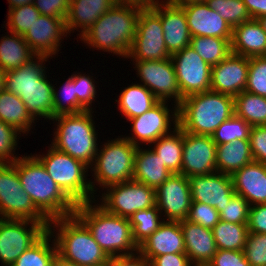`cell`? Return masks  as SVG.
Instances as JSON below:
<instances>
[{
	"mask_svg": "<svg viewBox=\"0 0 266 266\" xmlns=\"http://www.w3.org/2000/svg\"><path fill=\"white\" fill-rule=\"evenodd\" d=\"M9 33L10 36H2L0 40V68L5 72L19 68L37 56L23 36Z\"/></svg>",
	"mask_w": 266,
	"mask_h": 266,
	"instance_id": "obj_33",
	"label": "cell"
},
{
	"mask_svg": "<svg viewBox=\"0 0 266 266\" xmlns=\"http://www.w3.org/2000/svg\"><path fill=\"white\" fill-rule=\"evenodd\" d=\"M231 40L232 38L194 36L190 46L206 63L214 66L231 54Z\"/></svg>",
	"mask_w": 266,
	"mask_h": 266,
	"instance_id": "obj_38",
	"label": "cell"
},
{
	"mask_svg": "<svg viewBox=\"0 0 266 266\" xmlns=\"http://www.w3.org/2000/svg\"><path fill=\"white\" fill-rule=\"evenodd\" d=\"M235 115L250 126L266 125V97L242 91L234 97Z\"/></svg>",
	"mask_w": 266,
	"mask_h": 266,
	"instance_id": "obj_36",
	"label": "cell"
},
{
	"mask_svg": "<svg viewBox=\"0 0 266 266\" xmlns=\"http://www.w3.org/2000/svg\"><path fill=\"white\" fill-rule=\"evenodd\" d=\"M19 97L35 120L38 117L49 120L54 118V85L50 84L46 74Z\"/></svg>",
	"mask_w": 266,
	"mask_h": 266,
	"instance_id": "obj_29",
	"label": "cell"
},
{
	"mask_svg": "<svg viewBox=\"0 0 266 266\" xmlns=\"http://www.w3.org/2000/svg\"><path fill=\"white\" fill-rule=\"evenodd\" d=\"M207 266H250L243 251L217 249Z\"/></svg>",
	"mask_w": 266,
	"mask_h": 266,
	"instance_id": "obj_53",
	"label": "cell"
},
{
	"mask_svg": "<svg viewBox=\"0 0 266 266\" xmlns=\"http://www.w3.org/2000/svg\"><path fill=\"white\" fill-rule=\"evenodd\" d=\"M77 74L74 73L71 75V78L75 83L77 100L87 111H92V101L96 98L97 93L95 88L97 86H95L94 83L95 80L89 75H82L79 72Z\"/></svg>",
	"mask_w": 266,
	"mask_h": 266,
	"instance_id": "obj_50",
	"label": "cell"
},
{
	"mask_svg": "<svg viewBox=\"0 0 266 266\" xmlns=\"http://www.w3.org/2000/svg\"><path fill=\"white\" fill-rule=\"evenodd\" d=\"M19 134L13 126L0 120V163H14L19 158L14 156Z\"/></svg>",
	"mask_w": 266,
	"mask_h": 266,
	"instance_id": "obj_47",
	"label": "cell"
},
{
	"mask_svg": "<svg viewBox=\"0 0 266 266\" xmlns=\"http://www.w3.org/2000/svg\"><path fill=\"white\" fill-rule=\"evenodd\" d=\"M186 220L199 224L202 227L212 229L220 221V215L219 212L210 205L201 202H191Z\"/></svg>",
	"mask_w": 266,
	"mask_h": 266,
	"instance_id": "obj_49",
	"label": "cell"
},
{
	"mask_svg": "<svg viewBox=\"0 0 266 266\" xmlns=\"http://www.w3.org/2000/svg\"><path fill=\"white\" fill-rule=\"evenodd\" d=\"M118 107L127 120L142 115L154 107L159 100L141 84H132L122 90L118 100Z\"/></svg>",
	"mask_w": 266,
	"mask_h": 266,
	"instance_id": "obj_32",
	"label": "cell"
},
{
	"mask_svg": "<svg viewBox=\"0 0 266 266\" xmlns=\"http://www.w3.org/2000/svg\"><path fill=\"white\" fill-rule=\"evenodd\" d=\"M231 53L247 58L266 56V33L257 19L233 28Z\"/></svg>",
	"mask_w": 266,
	"mask_h": 266,
	"instance_id": "obj_26",
	"label": "cell"
},
{
	"mask_svg": "<svg viewBox=\"0 0 266 266\" xmlns=\"http://www.w3.org/2000/svg\"><path fill=\"white\" fill-rule=\"evenodd\" d=\"M186 254H165L154 257L150 261V266H192Z\"/></svg>",
	"mask_w": 266,
	"mask_h": 266,
	"instance_id": "obj_55",
	"label": "cell"
},
{
	"mask_svg": "<svg viewBox=\"0 0 266 266\" xmlns=\"http://www.w3.org/2000/svg\"><path fill=\"white\" fill-rule=\"evenodd\" d=\"M140 252L149 262L165 254H186L180 221H165L139 246Z\"/></svg>",
	"mask_w": 266,
	"mask_h": 266,
	"instance_id": "obj_22",
	"label": "cell"
},
{
	"mask_svg": "<svg viewBox=\"0 0 266 266\" xmlns=\"http://www.w3.org/2000/svg\"><path fill=\"white\" fill-rule=\"evenodd\" d=\"M119 0H71L65 20L67 33L81 28L80 37Z\"/></svg>",
	"mask_w": 266,
	"mask_h": 266,
	"instance_id": "obj_27",
	"label": "cell"
},
{
	"mask_svg": "<svg viewBox=\"0 0 266 266\" xmlns=\"http://www.w3.org/2000/svg\"><path fill=\"white\" fill-rule=\"evenodd\" d=\"M247 227L249 232L266 234V203L250 206Z\"/></svg>",
	"mask_w": 266,
	"mask_h": 266,
	"instance_id": "obj_54",
	"label": "cell"
},
{
	"mask_svg": "<svg viewBox=\"0 0 266 266\" xmlns=\"http://www.w3.org/2000/svg\"><path fill=\"white\" fill-rule=\"evenodd\" d=\"M156 205L164 211L167 221L185 220L191 207L189 179L180 173H173L156 190ZM163 210V211H162Z\"/></svg>",
	"mask_w": 266,
	"mask_h": 266,
	"instance_id": "obj_17",
	"label": "cell"
},
{
	"mask_svg": "<svg viewBox=\"0 0 266 266\" xmlns=\"http://www.w3.org/2000/svg\"><path fill=\"white\" fill-rule=\"evenodd\" d=\"M243 252L250 266H266V234L248 232Z\"/></svg>",
	"mask_w": 266,
	"mask_h": 266,
	"instance_id": "obj_46",
	"label": "cell"
},
{
	"mask_svg": "<svg viewBox=\"0 0 266 266\" xmlns=\"http://www.w3.org/2000/svg\"><path fill=\"white\" fill-rule=\"evenodd\" d=\"M47 230L40 222L0 218V262L12 266Z\"/></svg>",
	"mask_w": 266,
	"mask_h": 266,
	"instance_id": "obj_12",
	"label": "cell"
},
{
	"mask_svg": "<svg viewBox=\"0 0 266 266\" xmlns=\"http://www.w3.org/2000/svg\"><path fill=\"white\" fill-rule=\"evenodd\" d=\"M125 3H129L132 5H137L142 8H150L158 6L159 4H164V2H169V0L160 1L159 0H119ZM162 2V3H161Z\"/></svg>",
	"mask_w": 266,
	"mask_h": 266,
	"instance_id": "obj_58",
	"label": "cell"
},
{
	"mask_svg": "<svg viewBox=\"0 0 266 266\" xmlns=\"http://www.w3.org/2000/svg\"><path fill=\"white\" fill-rule=\"evenodd\" d=\"M7 1L9 3L8 6L9 9L34 3V0H7Z\"/></svg>",
	"mask_w": 266,
	"mask_h": 266,
	"instance_id": "obj_60",
	"label": "cell"
},
{
	"mask_svg": "<svg viewBox=\"0 0 266 266\" xmlns=\"http://www.w3.org/2000/svg\"><path fill=\"white\" fill-rule=\"evenodd\" d=\"M234 114L233 96L209 90L183 98L178 106V126L188 133L211 136Z\"/></svg>",
	"mask_w": 266,
	"mask_h": 266,
	"instance_id": "obj_4",
	"label": "cell"
},
{
	"mask_svg": "<svg viewBox=\"0 0 266 266\" xmlns=\"http://www.w3.org/2000/svg\"><path fill=\"white\" fill-rule=\"evenodd\" d=\"M65 20L51 16L41 15L32 24L23 39L37 55H52L59 52L62 37H67Z\"/></svg>",
	"mask_w": 266,
	"mask_h": 266,
	"instance_id": "obj_20",
	"label": "cell"
},
{
	"mask_svg": "<svg viewBox=\"0 0 266 266\" xmlns=\"http://www.w3.org/2000/svg\"><path fill=\"white\" fill-rule=\"evenodd\" d=\"M236 194L250 206L266 203V164L251 162L231 175Z\"/></svg>",
	"mask_w": 266,
	"mask_h": 266,
	"instance_id": "obj_25",
	"label": "cell"
},
{
	"mask_svg": "<svg viewBox=\"0 0 266 266\" xmlns=\"http://www.w3.org/2000/svg\"><path fill=\"white\" fill-rule=\"evenodd\" d=\"M250 204L238 194H235L231 201L223 207V211L219 213L220 220L237 223L247 224Z\"/></svg>",
	"mask_w": 266,
	"mask_h": 266,
	"instance_id": "obj_48",
	"label": "cell"
},
{
	"mask_svg": "<svg viewBox=\"0 0 266 266\" xmlns=\"http://www.w3.org/2000/svg\"><path fill=\"white\" fill-rule=\"evenodd\" d=\"M140 8L119 1L79 38L90 48L126 58L136 35Z\"/></svg>",
	"mask_w": 266,
	"mask_h": 266,
	"instance_id": "obj_2",
	"label": "cell"
},
{
	"mask_svg": "<svg viewBox=\"0 0 266 266\" xmlns=\"http://www.w3.org/2000/svg\"><path fill=\"white\" fill-rule=\"evenodd\" d=\"M48 175L60 189L77 205L94 202L90 180H86L89 167L70 155L50 145L46 155H35ZM93 199H91V198Z\"/></svg>",
	"mask_w": 266,
	"mask_h": 266,
	"instance_id": "obj_7",
	"label": "cell"
},
{
	"mask_svg": "<svg viewBox=\"0 0 266 266\" xmlns=\"http://www.w3.org/2000/svg\"><path fill=\"white\" fill-rule=\"evenodd\" d=\"M96 266H110V261L106 262L105 264H100V265H96Z\"/></svg>",
	"mask_w": 266,
	"mask_h": 266,
	"instance_id": "obj_64",
	"label": "cell"
},
{
	"mask_svg": "<svg viewBox=\"0 0 266 266\" xmlns=\"http://www.w3.org/2000/svg\"><path fill=\"white\" fill-rule=\"evenodd\" d=\"M48 230L55 238L57 254L65 260L79 266H96L110 261L89 229L75 215L50 221ZM55 231L56 236L53 235Z\"/></svg>",
	"mask_w": 266,
	"mask_h": 266,
	"instance_id": "obj_5",
	"label": "cell"
},
{
	"mask_svg": "<svg viewBox=\"0 0 266 266\" xmlns=\"http://www.w3.org/2000/svg\"><path fill=\"white\" fill-rule=\"evenodd\" d=\"M161 23L167 51L172 55L190 45L191 34L184 9L172 2L161 4Z\"/></svg>",
	"mask_w": 266,
	"mask_h": 266,
	"instance_id": "obj_24",
	"label": "cell"
},
{
	"mask_svg": "<svg viewBox=\"0 0 266 266\" xmlns=\"http://www.w3.org/2000/svg\"><path fill=\"white\" fill-rule=\"evenodd\" d=\"M167 101H159L154 107L146 111L142 115L136 116L128 121L132 122L133 136H126L134 146L139 147V141L146 144H152L161 136L169 134L171 130V122L173 126H178V106H174V112L166 105ZM170 118L172 120H170ZM171 121V122H170Z\"/></svg>",
	"mask_w": 266,
	"mask_h": 266,
	"instance_id": "obj_15",
	"label": "cell"
},
{
	"mask_svg": "<svg viewBox=\"0 0 266 266\" xmlns=\"http://www.w3.org/2000/svg\"><path fill=\"white\" fill-rule=\"evenodd\" d=\"M249 58L229 54L217 65L211 66L210 90L235 97L245 90Z\"/></svg>",
	"mask_w": 266,
	"mask_h": 266,
	"instance_id": "obj_19",
	"label": "cell"
},
{
	"mask_svg": "<svg viewBox=\"0 0 266 266\" xmlns=\"http://www.w3.org/2000/svg\"><path fill=\"white\" fill-rule=\"evenodd\" d=\"M53 266H79V265H77L74 262L67 261L57 254L54 259Z\"/></svg>",
	"mask_w": 266,
	"mask_h": 266,
	"instance_id": "obj_59",
	"label": "cell"
},
{
	"mask_svg": "<svg viewBox=\"0 0 266 266\" xmlns=\"http://www.w3.org/2000/svg\"><path fill=\"white\" fill-rule=\"evenodd\" d=\"M216 152L217 145L211 136L183 131L181 174L188 178L216 172Z\"/></svg>",
	"mask_w": 266,
	"mask_h": 266,
	"instance_id": "obj_16",
	"label": "cell"
},
{
	"mask_svg": "<svg viewBox=\"0 0 266 266\" xmlns=\"http://www.w3.org/2000/svg\"><path fill=\"white\" fill-rule=\"evenodd\" d=\"M192 202L214 207L219 213L236 194L230 175L213 172L208 175L188 177Z\"/></svg>",
	"mask_w": 266,
	"mask_h": 266,
	"instance_id": "obj_18",
	"label": "cell"
},
{
	"mask_svg": "<svg viewBox=\"0 0 266 266\" xmlns=\"http://www.w3.org/2000/svg\"><path fill=\"white\" fill-rule=\"evenodd\" d=\"M137 75L147 89H149L159 101H168L173 98L179 106L183 100L181 96L177 76L171 58L164 60L133 61Z\"/></svg>",
	"mask_w": 266,
	"mask_h": 266,
	"instance_id": "obj_14",
	"label": "cell"
},
{
	"mask_svg": "<svg viewBox=\"0 0 266 266\" xmlns=\"http://www.w3.org/2000/svg\"><path fill=\"white\" fill-rule=\"evenodd\" d=\"M206 3L232 28L252 19L242 0H207Z\"/></svg>",
	"mask_w": 266,
	"mask_h": 266,
	"instance_id": "obj_41",
	"label": "cell"
},
{
	"mask_svg": "<svg viewBox=\"0 0 266 266\" xmlns=\"http://www.w3.org/2000/svg\"><path fill=\"white\" fill-rule=\"evenodd\" d=\"M0 120L23 134L35 123L21 98L5 89L0 92Z\"/></svg>",
	"mask_w": 266,
	"mask_h": 266,
	"instance_id": "obj_34",
	"label": "cell"
},
{
	"mask_svg": "<svg viewBox=\"0 0 266 266\" xmlns=\"http://www.w3.org/2000/svg\"><path fill=\"white\" fill-rule=\"evenodd\" d=\"M71 0H34V6L41 15L66 20Z\"/></svg>",
	"mask_w": 266,
	"mask_h": 266,
	"instance_id": "obj_52",
	"label": "cell"
},
{
	"mask_svg": "<svg viewBox=\"0 0 266 266\" xmlns=\"http://www.w3.org/2000/svg\"><path fill=\"white\" fill-rule=\"evenodd\" d=\"M249 142L253 160L266 164V125L251 126Z\"/></svg>",
	"mask_w": 266,
	"mask_h": 266,
	"instance_id": "obj_51",
	"label": "cell"
},
{
	"mask_svg": "<svg viewBox=\"0 0 266 266\" xmlns=\"http://www.w3.org/2000/svg\"><path fill=\"white\" fill-rule=\"evenodd\" d=\"M63 84L64 85L61 88V91H59V94L54 87V117L63 114H77L87 111L77 100L75 83L72 78L69 77Z\"/></svg>",
	"mask_w": 266,
	"mask_h": 266,
	"instance_id": "obj_44",
	"label": "cell"
},
{
	"mask_svg": "<svg viewBox=\"0 0 266 266\" xmlns=\"http://www.w3.org/2000/svg\"><path fill=\"white\" fill-rule=\"evenodd\" d=\"M253 19L266 16V0H242Z\"/></svg>",
	"mask_w": 266,
	"mask_h": 266,
	"instance_id": "obj_57",
	"label": "cell"
},
{
	"mask_svg": "<svg viewBox=\"0 0 266 266\" xmlns=\"http://www.w3.org/2000/svg\"><path fill=\"white\" fill-rule=\"evenodd\" d=\"M180 6L184 9L192 37L232 38L233 28L206 2H192Z\"/></svg>",
	"mask_w": 266,
	"mask_h": 266,
	"instance_id": "obj_21",
	"label": "cell"
},
{
	"mask_svg": "<svg viewBox=\"0 0 266 266\" xmlns=\"http://www.w3.org/2000/svg\"><path fill=\"white\" fill-rule=\"evenodd\" d=\"M173 133L161 136L153 142V151L162 160L166 168L173 173H180L182 168L183 130L177 126Z\"/></svg>",
	"mask_w": 266,
	"mask_h": 266,
	"instance_id": "obj_35",
	"label": "cell"
},
{
	"mask_svg": "<svg viewBox=\"0 0 266 266\" xmlns=\"http://www.w3.org/2000/svg\"><path fill=\"white\" fill-rule=\"evenodd\" d=\"M52 233L47 230L33 245L24 251L12 266H53L54 259L57 255V247L53 239L51 244L50 238Z\"/></svg>",
	"mask_w": 266,
	"mask_h": 266,
	"instance_id": "obj_37",
	"label": "cell"
},
{
	"mask_svg": "<svg viewBox=\"0 0 266 266\" xmlns=\"http://www.w3.org/2000/svg\"><path fill=\"white\" fill-rule=\"evenodd\" d=\"M257 20L259 21V23L261 24L263 30L266 33V16L259 17Z\"/></svg>",
	"mask_w": 266,
	"mask_h": 266,
	"instance_id": "obj_63",
	"label": "cell"
},
{
	"mask_svg": "<svg viewBox=\"0 0 266 266\" xmlns=\"http://www.w3.org/2000/svg\"><path fill=\"white\" fill-rule=\"evenodd\" d=\"M102 193V206L108 213L130 218L135 212L156 205L155 189L136 180L109 185Z\"/></svg>",
	"mask_w": 266,
	"mask_h": 266,
	"instance_id": "obj_11",
	"label": "cell"
},
{
	"mask_svg": "<svg viewBox=\"0 0 266 266\" xmlns=\"http://www.w3.org/2000/svg\"><path fill=\"white\" fill-rule=\"evenodd\" d=\"M94 111L55 116L57 122L52 146L71 157L92 167L98 152L97 133L93 121Z\"/></svg>",
	"mask_w": 266,
	"mask_h": 266,
	"instance_id": "obj_6",
	"label": "cell"
},
{
	"mask_svg": "<svg viewBox=\"0 0 266 266\" xmlns=\"http://www.w3.org/2000/svg\"><path fill=\"white\" fill-rule=\"evenodd\" d=\"M8 26L9 32L24 36L31 28L32 24L41 16L34 4L22 5L8 10Z\"/></svg>",
	"mask_w": 266,
	"mask_h": 266,
	"instance_id": "obj_43",
	"label": "cell"
},
{
	"mask_svg": "<svg viewBox=\"0 0 266 266\" xmlns=\"http://www.w3.org/2000/svg\"><path fill=\"white\" fill-rule=\"evenodd\" d=\"M170 58L183 98L210 90L211 66L190 45Z\"/></svg>",
	"mask_w": 266,
	"mask_h": 266,
	"instance_id": "obj_13",
	"label": "cell"
},
{
	"mask_svg": "<svg viewBox=\"0 0 266 266\" xmlns=\"http://www.w3.org/2000/svg\"><path fill=\"white\" fill-rule=\"evenodd\" d=\"M157 205L135 212L130 218L129 222L132 227V236L134 242L139 247L145 242L164 222L161 221Z\"/></svg>",
	"mask_w": 266,
	"mask_h": 266,
	"instance_id": "obj_40",
	"label": "cell"
},
{
	"mask_svg": "<svg viewBox=\"0 0 266 266\" xmlns=\"http://www.w3.org/2000/svg\"><path fill=\"white\" fill-rule=\"evenodd\" d=\"M253 161L249 139H238L231 143L217 145V172L231 176Z\"/></svg>",
	"mask_w": 266,
	"mask_h": 266,
	"instance_id": "obj_30",
	"label": "cell"
},
{
	"mask_svg": "<svg viewBox=\"0 0 266 266\" xmlns=\"http://www.w3.org/2000/svg\"><path fill=\"white\" fill-rule=\"evenodd\" d=\"M180 226L183 232L186 255L193 266H207L217 251L212 229L202 227L186 219L180 221Z\"/></svg>",
	"mask_w": 266,
	"mask_h": 266,
	"instance_id": "obj_23",
	"label": "cell"
},
{
	"mask_svg": "<svg viewBox=\"0 0 266 266\" xmlns=\"http://www.w3.org/2000/svg\"><path fill=\"white\" fill-rule=\"evenodd\" d=\"M48 58L46 55H37L36 59H32L29 63L23 64L14 70L7 71L5 90L20 96L26 89L36 85L46 74L44 61L46 62Z\"/></svg>",
	"mask_w": 266,
	"mask_h": 266,
	"instance_id": "obj_31",
	"label": "cell"
},
{
	"mask_svg": "<svg viewBox=\"0 0 266 266\" xmlns=\"http://www.w3.org/2000/svg\"><path fill=\"white\" fill-rule=\"evenodd\" d=\"M169 1L177 5H182V4L192 3V2H206L207 0H169Z\"/></svg>",
	"mask_w": 266,
	"mask_h": 266,
	"instance_id": "obj_61",
	"label": "cell"
},
{
	"mask_svg": "<svg viewBox=\"0 0 266 266\" xmlns=\"http://www.w3.org/2000/svg\"><path fill=\"white\" fill-rule=\"evenodd\" d=\"M251 126L235 114L223 122L211 135L216 145L231 143L238 139H249Z\"/></svg>",
	"mask_w": 266,
	"mask_h": 266,
	"instance_id": "obj_42",
	"label": "cell"
},
{
	"mask_svg": "<svg viewBox=\"0 0 266 266\" xmlns=\"http://www.w3.org/2000/svg\"><path fill=\"white\" fill-rule=\"evenodd\" d=\"M110 266H150V262L140 252H136L132 255L111 257Z\"/></svg>",
	"mask_w": 266,
	"mask_h": 266,
	"instance_id": "obj_56",
	"label": "cell"
},
{
	"mask_svg": "<svg viewBox=\"0 0 266 266\" xmlns=\"http://www.w3.org/2000/svg\"><path fill=\"white\" fill-rule=\"evenodd\" d=\"M21 186L30 196L37 210L50 222L74 215L76 204L48 175L41 161L34 155L16 160Z\"/></svg>",
	"mask_w": 266,
	"mask_h": 266,
	"instance_id": "obj_1",
	"label": "cell"
},
{
	"mask_svg": "<svg viewBox=\"0 0 266 266\" xmlns=\"http://www.w3.org/2000/svg\"><path fill=\"white\" fill-rule=\"evenodd\" d=\"M0 217L40 222L48 229L49 221L37 210L21 186L16 161L0 163Z\"/></svg>",
	"mask_w": 266,
	"mask_h": 266,
	"instance_id": "obj_9",
	"label": "cell"
},
{
	"mask_svg": "<svg viewBox=\"0 0 266 266\" xmlns=\"http://www.w3.org/2000/svg\"><path fill=\"white\" fill-rule=\"evenodd\" d=\"M95 155L93 162L94 181H90L92 192L97 183L103 189L109 185L126 182L133 178L134 157L137 147L125 137L109 140ZM100 152V153H99Z\"/></svg>",
	"mask_w": 266,
	"mask_h": 266,
	"instance_id": "obj_8",
	"label": "cell"
},
{
	"mask_svg": "<svg viewBox=\"0 0 266 266\" xmlns=\"http://www.w3.org/2000/svg\"><path fill=\"white\" fill-rule=\"evenodd\" d=\"M6 72L0 68V92L5 89Z\"/></svg>",
	"mask_w": 266,
	"mask_h": 266,
	"instance_id": "obj_62",
	"label": "cell"
},
{
	"mask_svg": "<svg viewBox=\"0 0 266 266\" xmlns=\"http://www.w3.org/2000/svg\"><path fill=\"white\" fill-rule=\"evenodd\" d=\"M91 203L77 204L74 215L89 229L102 250L110 258L138 252L129 219L110 214L100 204Z\"/></svg>",
	"mask_w": 266,
	"mask_h": 266,
	"instance_id": "obj_3",
	"label": "cell"
},
{
	"mask_svg": "<svg viewBox=\"0 0 266 266\" xmlns=\"http://www.w3.org/2000/svg\"><path fill=\"white\" fill-rule=\"evenodd\" d=\"M247 224L219 221L212 233L217 249L243 251L248 235Z\"/></svg>",
	"mask_w": 266,
	"mask_h": 266,
	"instance_id": "obj_39",
	"label": "cell"
},
{
	"mask_svg": "<svg viewBox=\"0 0 266 266\" xmlns=\"http://www.w3.org/2000/svg\"><path fill=\"white\" fill-rule=\"evenodd\" d=\"M133 61L164 60L171 57L167 51L161 23V4L140 8L136 35L126 58Z\"/></svg>",
	"mask_w": 266,
	"mask_h": 266,
	"instance_id": "obj_10",
	"label": "cell"
},
{
	"mask_svg": "<svg viewBox=\"0 0 266 266\" xmlns=\"http://www.w3.org/2000/svg\"><path fill=\"white\" fill-rule=\"evenodd\" d=\"M172 173L153 150L137 147L134 157L133 180L157 189Z\"/></svg>",
	"mask_w": 266,
	"mask_h": 266,
	"instance_id": "obj_28",
	"label": "cell"
},
{
	"mask_svg": "<svg viewBox=\"0 0 266 266\" xmlns=\"http://www.w3.org/2000/svg\"><path fill=\"white\" fill-rule=\"evenodd\" d=\"M245 91L266 97V56L249 58Z\"/></svg>",
	"mask_w": 266,
	"mask_h": 266,
	"instance_id": "obj_45",
	"label": "cell"
}]
</instances>
